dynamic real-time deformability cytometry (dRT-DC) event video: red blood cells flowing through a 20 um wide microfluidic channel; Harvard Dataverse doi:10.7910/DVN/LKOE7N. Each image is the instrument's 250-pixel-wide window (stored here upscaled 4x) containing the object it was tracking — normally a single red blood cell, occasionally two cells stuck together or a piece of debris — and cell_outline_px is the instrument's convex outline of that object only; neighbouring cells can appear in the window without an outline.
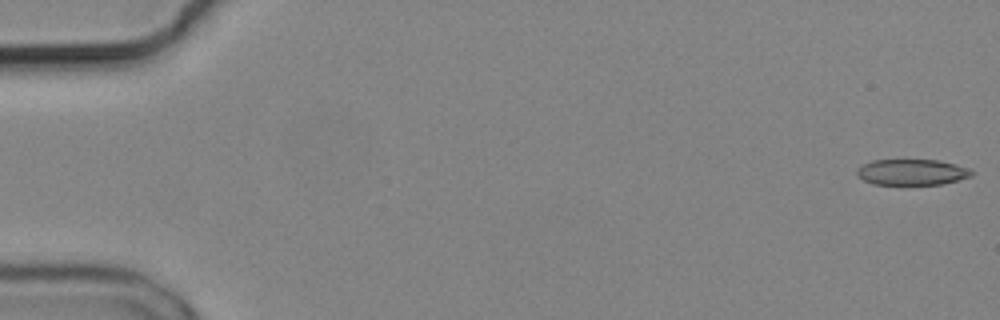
{"species": "common noctule bat (a hibernating species)", "species_latin": "Nyctalus noctula", "temperature_condition": "cold", "stored_images_in_passage": 5, "camera_frame_rate_fps": 3000, "um_per_image_px": 0.085, "animal": {"sex": "male", "body_mass_g": 19.2, "forearm_length_mm": 51.8}, "frame": {"image": 1, "passage_image": 1, "time_ms": 0.0, "image_size_px": [1000, 320], "cell_outline_px": [[972, 176], [944, 184], [872, 184], [864, 180], [856, 172], [856, 168], [872, 160], [936, 160], [956, 164], [968, 168], [972, 172]], "centroid_in_image_um": [77.51, 14.63], "position_along_channel_um": 7.5, "area_um2": 17.17}}